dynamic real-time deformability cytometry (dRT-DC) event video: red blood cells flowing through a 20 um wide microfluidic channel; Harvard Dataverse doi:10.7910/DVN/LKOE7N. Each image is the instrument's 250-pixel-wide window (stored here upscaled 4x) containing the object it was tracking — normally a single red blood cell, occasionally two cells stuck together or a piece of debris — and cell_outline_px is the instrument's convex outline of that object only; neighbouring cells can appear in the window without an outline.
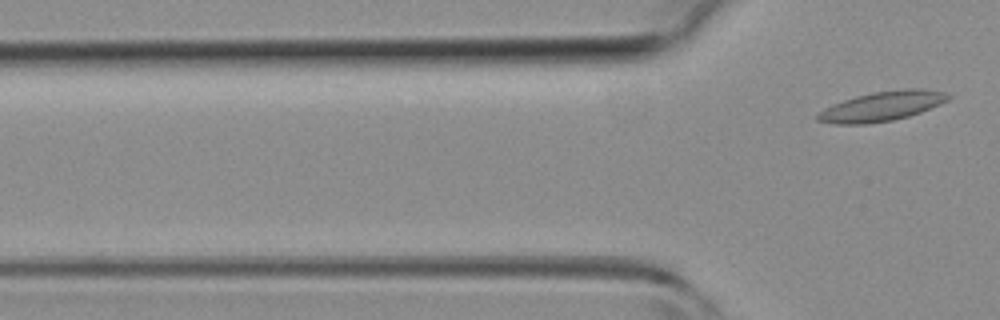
{"species": "common noctule bat (a hibernating species)", "species_latin": "Nyctalus noctula", "temperature_condition": "room temperature", "stored_images_in_passage": 2, "camera_frame_rate_fps": 3000, "um_per_image_px": 0.085, "animal": {"sex": "female", "body_mass_g": 19.3, "forearm_length_mm": 54.1}, "frame": {"image": 1, "passage_image": 2, "time_ms": 2.0, "image_size_px": [1000, 320], "cell_outline_px": [[952, 96], [948, 100], [940, 104], [920, 112], [908, 116], [892, 120], [868, 124], [836, 124], [816, 120], [816, 116], [824, 108], [832, 104], [856, 96], [872, 92], [904, 88], [924, 88], [944, 92]], "centroid_in_image_um": [74.97, 9.02], "position_along_channel_um": 50.8, "area_um2": 22.54}}